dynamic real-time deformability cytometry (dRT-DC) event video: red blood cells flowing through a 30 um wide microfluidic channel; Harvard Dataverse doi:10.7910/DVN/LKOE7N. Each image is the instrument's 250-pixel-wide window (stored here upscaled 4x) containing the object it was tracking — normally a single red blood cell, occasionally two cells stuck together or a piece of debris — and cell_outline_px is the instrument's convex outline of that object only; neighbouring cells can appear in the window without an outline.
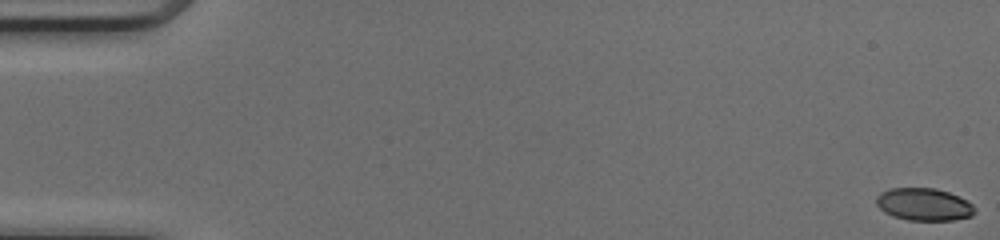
{"species": "common noctule bat (a hibernating species)", "species_latin": "Nyctalus noctula", "temperature_condition": "cold", "stored_images_in_passage": 21, "camera_frame_rate_fps": 3000, "um_per_image_px": 0.085, "animal": {"sex": "female", "body_mass_g": 17.0, "forearm_length_mm": 48.0}, "frame": {"image": 1, "passage_image": 1, "time_ms": 0.0, "image_size_px": [1000, 240], "cell_outline_px": [[976, 212], [972, 216], [952, 220], [908, 220], [892, 216], [884, 212], [876, 204], [876, 196], [880, 192], [888, 188], [936, 188], [948, 192], [968, 200], [976, 208]], "centroid_in_image_um": [78.53, 17.37], "position_along_channel_um": 6.5, "area_um2": 18.84}}
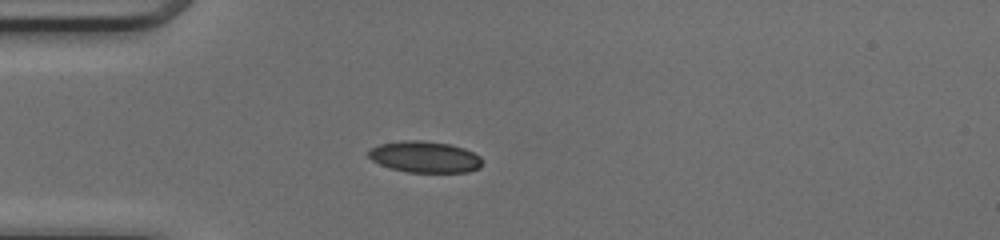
{"frame": {"image": 2, "passage_image": 15, "time_ms": 4.667, "image_size_px": [1000, 240], "cell_outline_px": [[480, 168], [468, 172], [408, 172], [392, 168], [380, 164], [372, 160], [368, 156], [368, 148], [380, 144], [404, 140], [424, 140], [448, 144], [464, 148], [480, 156]], "centroid_in_image_um": [36.08, 13.33], "position_along_channel_um": 48.9, "area_um2": 20.69}}
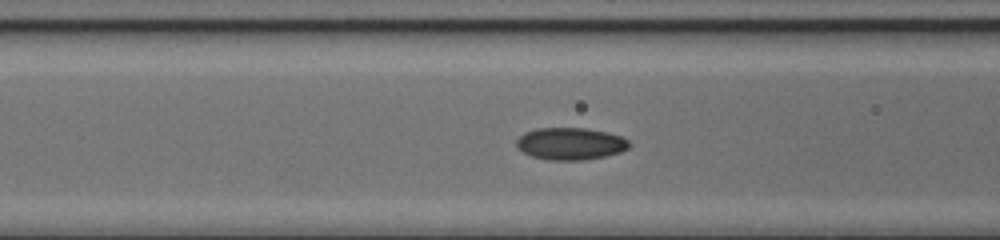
{"frame": {"image": 3, "passage_image": 21, "time_ms": 6.667, "image_size_px": [1000, 240], "cell_outline_px": [[632, 144], [628, 148], [620, 152], [604, 156], [584, 160], [548, 160], [532, 156], [524, 152], [516, 144], [516, 140], [524, 132], [536, 128], [584, 128], [608, 132], [620, 136], [628, 140]], "centroid_in_image_um": [48.5, 12.21], "position_along_channel_um": 118.1, "area_um2": 21.1}}